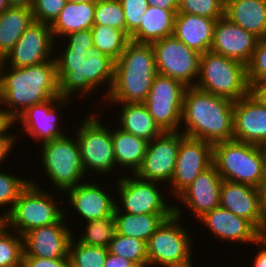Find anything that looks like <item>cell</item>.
Masks as SVG:
<instances>
[{
  "label": "cell",
  "instance_id": "obj_45",
  "mask_svg": "<svg viewBox=\"0 0 266 267\" xmlns=\"http://www.w3.org/2000/svg\"><path fill=\"white\" fill-rule=\"evenodd\" d=\"M14 123L10 122L1 132H0V164L8 157L7 155L10 153L15 146V142L17 141L16 136L12 133L8 134L7 131H9L10 127L13 126Z\"/></svg>",
  "mask_w": 266,
  "mask_h": 267
},
{
  "label": "cell",
  "instance_id": "obj_2",
  "mask_svg": "<svg viewBox=\"0 0 266 267\" xmlns=\"http://www.w3.org/2000/svg\"><path fill=\"white\" fill-rule=\"evenodd\" d=\"M5 68L0 61V104L11 122L32 105L60 97L55 57L28 67Z\"/></svg>",
  "mask_w": 266,
  "mask_h": 267
},
{
  "label": "cell",
  "instance_id": "obj_41",
  "mask_svg": "<svg viewBox=\"0 0 266 267\" xmlns=\"http://www.w3.org/2000/svg\"><path fill=\"white\" fill-rule=\"evenodd\" d=\"M66 3L67 0H34L31 7L34 21L51 25Z\"/></svg>",
  "mask_w": 266,
  "mask_h": 267
},
{
  "label": "cell",
  "instance_id": "obj_55",
  "mask_svg": "<svg viewBox=\"0 0 266 267\" xmlns=\"http://www.w3.org/2000/svg\"><path fill=\"white\" fill-rule=\"evenodd\" d=\"M262 187H266V159H265V164H264V179H263Z\"/></svg>",
  "mask_w": 266,
  "mask_h": 267
},
{
  "label": "cell",
  "instance_id": "obj_26",
  "mask_svg": "<svg viewBox=\"0 0 266 267\" xmlns=\"http://www.w3.org/2000/svg\"><path fill=\"white\" fill-rule=\"evenodd\" d=\"M224 16L259 39H266V0H225Z\"/></svg>",
  "mask_w": 266,
  "mask_h": 267
},
{
  "label": "cell",
  "instance_id": "obj_8",
  "mask_svg": "<svg viewBox=\"0 0 266 267\" xmlns=\"http://www.w3.org/2000/svg\"><path fill=\"white\" fill-rule=\"evenodd\" d=\"M58 203L48 191H43L35 180L32 182L30 179L11 211L1 221L23 236L31 229L59 222L64 217L65 210Z\"/></svg>",
  "mask_w": 266,
  "mask_h": 267
},
{
  "label": "cell",
  "instance_id": "obj_36",
  "mask_svg": "<svg viewBox=\"0 0 266 267\" xmlns=\"http://www.w3.org/2000/svg\"><path fill=\"white\" fill-rule=\"evenodd\" d=\"M86 223L84 228L87 230L81 234L77 241L88 246L108 248L116 233L115 215L112 214L102 219L90 220Z\"/></svg>",
  "mask_w": 266,
  "mask_h": 267
},
{
  "label": "cell",
  "instance_id": "obj_1",
  "mask_svg": "<svg viewBox=\"0 0 266 267\" xmlns=\"http://www.w3.org/2000/svg\"><path fill=\"white\" fill-rule=\"evenodd\" d=\"M67 45L63 53L55 55L60 97L86 96L99 86L108 84L105 97L114 81L115 61L94 47L91 29L65 35ZM80 91V92H79ZM75 92V93H74Z\"/></svg>",
  "mask_w": 266,
  "mask_h": 267
},
{
  "label": "cell",
  "instance_id": "obj_51",
  "mask_svg": "<svg viewBox=\"0 0 266 267\" xmlns=\"http://www.w3.org/2000/svg\"><path fill=\"white\" fill-rule=\"evenodd\" d=\"M10 6L32 7L34 0H7Z\"/></svg>",
  "mask_w": 266,
  "mask_h": 267
},
{
  "label": "cell",
  "instance_id": "obj_42",
  "mask_svg": "<svg viewBox=\"0 0 266 267\" xmlns=\"http://www.w3.org/2000/svg\"><path fill=\"white\" fill-rule=\"evenodd\" d=\"M248 82L266 81V39H259L246 66Z\"/></svg>",
  "mask_w": 266,
  "mask_h": 267
},
{
  "label": "cell",
  "instance_id": "obj_24",
  "mask_svg": "<svg viewBox=\"0 0 266 267\" xmlns=\"http://www.w3.org/2000/svg\"><path fill=\"white\" fill-rule=\"evenodd\" d=\"M220 206L252 222L261 234V189L239 182L223 180Z\"/></svg>",
  "mask_w": 266,
  "mask_h": 267
},
{
  "label": "cell",
  "instance_id": "obj_11",
  "mask_svg": "<svg viewBox=\"0 0 266 267\" xmlns=\"http://www.w3.org/2000/svg\"><path fill=\"white\" fill-rule=\"evenodd\" d=\"M151 45L158 74L176 79L186 87L195 86L199 76L201 54L190 49L173 35Z\"/></svg>",
  "mask_w": 266,
  "mask_h": 267
},
{
  "label": "cell",
  "instance_id": "obj_13",
  "mask_svg": "<svg viewBox=\"0 0 266 267\" xmlns=\"http://www.w3.org/2000/svg\"><path fill=\"white\" fill-rule=\"evenodd\" d=\"M186 86L176 79L156 74L144 104L163 131H179Z\"/></svg>",
  "mask_w": 266,
  "mask_h": 267
},
{
  "label": "cell",
  "instance_id": "obj_35",
  "mask_svg": "<svg viewBox=\"0 0 266 267\" xmlns=\"http://www.w3.org/2000/svg\"><path fill=\"white\" fill-rule=\"evenodd\" d=\"M75 237L72 236L68 247V258L71 267H104L109 252L108 248L88 246L77 242Z\"/></svg>",
  "mask_w": 266,
  "mask_h": 267
},
{
  "label": "cell",
  "instance_id": "obj_5",
  "mask_svg": "<svg viewBox=\"0 0 266 267\" xmlns=\"http://www.w3.org/2000/svg\"><path fill=\"white\" fill-rule=\"evenodd\" d=\"M264 164L260 146L235 140L213 144V165L223 180L261 188Z\"/></svg>",
  "mask_w": 266,
  "mask_h": 267
},
{
  "label": "cell",
  "instance_id": "obj_15",
  "mask_svg": "<svg viewBox=\"0 0 266 267\" xmlns=\"http://www.w3.org/2000/svg\"><path fill=\"white\" fill-rule=\"evenodd\" d=\"M185 135L179 131H164L148 142L146 154L136 175L143 179L167 184L171 182L177 161L180 140Z\"/></svg>",
  "mask_w": 266,
  "mask_h": 267
},
{
  "label": "cell",
  "instance_id": "obj_46",
  "mask_svg": "<svg viewBox=\"0 0 266 267\" xmlns=\"http://www.w3.org/2000/svg\"><path fill=\"white\" fill-rule=\"evenodd\" d=\"M249 94L260 104L266 106V81L248 82Z\"/></svg>",
  "mask_w": 266,
  "mask_h": 267
},
{
  "label": "cell",
  "instance_id": "obj_17",
  "mask_svg": "<svg viewBox=\"0 0 266 267\" xmlns=\"http://www.w3.org/2000/svg\"><path fill=\"white\" fill-rule=\"evenodd\" d=\"M68 98L56 97L42 103L34 104L19 115L13 123H22L25 133L34 137L41 144L65 135L57 123L60 109L71 102Z\"/></svg>",
  "mask_w": 266,
  "mask_h": 267
},
{
  "label": "cell",
  "instance_id": "obj_18",
  "mask_svg": "<svg viewBox=\"0 0 266 267\" xmlns=\"http://www.w3.org/2000/svg\"><path fill=\"white\" fill-rule=\"evenodd\" d=\"M66 215L64 214V217L55 224L31 229L23 235V256L68 258V247L74 233L68 227L69 225H65Z\"/></svg>",
  "mask_w": 266,
  "mask_h": 267
},
{
  "label": "cell",
  "instance_id": "obj_16",
  "mask_svg": "<svg viewBox=\"0 0 266 267\" xmlns=\"http://www.w3.org/2000/svg\"><path fill=\"white\" fill-rule=\"evenodd\" d=\"M213 165V144L184 136L180 140L170 192L177 197L194 179Z\"/></svg>",
  "mask_w": 266,
  "mask_h": 267
},
{
  "label": "cell",
  "instance_id": "obj_19",
  "mask_svg": "<svg viewBox=\"0 0 266 267\" xmlns=\"http://www.w3.org/2000/svg\"><path fill=\"white\" fill-rule=\"evenodd\" d=\"M259 38L233 24L225 16L215 24L210 51L248 65Z\"/></svg>",
  "mask_w": 266,
  "mask_h": 267
},
{
  "label": "cell",
  "instance_id": "obj_47",
  "mask_svg": "<svg viewBox=\"0 0 266 267\" xmlns=\"http://www.w3.org/2000/svg\"><path fill=\"white\" fill-rule=\"evenodd\" d=\"M132 265H134V263L126 258L109 252L104 263V267H131Z\"/></svg>",
  "mask_w": 266,
  "mask_h": 267
},
{
  "label": "cell",
  "instance_id": "obj_53",
  "mask_svg": "<svg viewBox=\"0 0 266 267\" xmlns=\"http://www.w3.org/2000/svg\"><path fill=\"white\" fill-rule=\"evenodd\" d=\"M10 7L7 0H0V14L6 11Z\"/></svg>",
  "mask_w": 266,
  "mask_h": 267
},
{
  "label": "cell",
  "instance_id": "obj_6",
  "mask_svg": "<svg viewBox=\"0 0 266 267\" xmlns=\"http://www.w3.org/2000/svg\"><path fill=\"white\" fill-rule=\"evenodd\" d=\"M174 206V213L157 228L147 241L148 264L159 267H193V237L180 224L181 207ZM180 208V209H179Z\"/></svg>",
  "mask_w": 266,
  "mask_h": 267
},
{
  "label": "cell",
  "instance_id": "obj_39",
  "mask_svg": "<svg viewBox=\"0 0 266 267\" xmlns=\"http://www.w3.org/2000/svg\"><path fill=\"white\" fill-rule=\"evenodd\" d=\"M225 0H178L177 13L193 14L215 20L224 17Z\"/></svg>",
  "mask_w": 266,
  "mask_h": 267
},
{
  "label": "cell",
  "instance_id": "obj_25",
  "mask_svg": "<svg viewBox=\"0 0 266 267\" xmlns=\"http://www.w3.org/2000/svg\"><path fill=\"white\" fill-rule=\"evenodd\" d=\"M216 21L198 15L177 13L173 36L202 55L210 51Z\"/></svg>",
  "mask_w": 266,
  "mask_h": 267
},
{
  "label": "cell",
  "instance_id": "obj_22",
  "mask_svg": "<svg viewBox=\"0 0 266 267\" xmlns=\"http://www.w3.org/2000/svg\"><path fill=\"white\" fill-rule=\"evenodd\" d=\"M223 179L214 165L200 173L194 181L184 189L176 200L191 211L195 217L220 206V189Z\"/></svg>",
  "mask_w": 266,
  "mask_h": 267
},
{
  "label": "cell",
  "instance_id": "obj_29",
  "mask_svg": "<svg viewBox=\"0 0 266 267\" xmlns=\"http://www.w3.org/2000/svg\"><path fill=\"white\" fill-rule=\"evenodd\" d=\"M116 104L123 105L118 116L119 128L123 131L138 136L147 142H151L164 132L150 115L144 103Z\"/></svg>",
  "mask_w": 266,
  "mask_h": 267
},
{
  "label": "cell",
  "instance_id": "obj_48",
  "mask_svg": "<svg viewBox=\"0 0 266 267\" xmlns=\"http://www.w3.org/2000/svg\"><path fill=\"white\" fill-rule=\"evenodd\" d=\"M260 247L258 253L254 256L253 267H266V238H261L258 243ZM263 246V248H262Z\"/></svg>",
  "mask_w": 266,
  "mask_h": 267
},
{
  "label": "cell",
  "instance_id": "obj_9",
  "mask_svg": "<svg viewBox=\"0 0 266 267\" xmlns=\"http://www.w3.org/2000/svg\"><path fill=\"white\" fill-rule=\"evenodd\" d=\"M41 145V165L51 184L64 192L81 183L85 171L77 139L64 135ZM64 191V192H63Z\"/></svg>",
  "mask_w": 266,
  "mask_h": 267
},
{
  "label": "cell",
  "instance_id": "obj_28",
  "mask_svg": "<svg viewBox=\"0 0 266 267\" xmlns=\"http://www.w3.org/2000/svg\"><path fill=\"white\" fill-rule=\"evenodd\" d=\"M96 1H67L58 17L50 25L54 41L73 32L91 29L94 25Z\"/></svg>",
  "mask_w": 266,
  "mask_h": 267
},
{
  "label": "cell",
  "instance_id": "obj_23",
  "mask_svg": "<svg viewBox=\"0 0 266 267\" xmlns=\"http://www.w3.org/2000/svg\"><path fill=\"white\" fill-rule=\"evenodd\" d=\"M90 182V183H89ZM81 182L65 191L67 192L69 203L78 213L81 219L88 222L108 217L114 214L117 198H112L105 188H101L98 183L89 181Z\"/></svg>",
  "mask_w": 266,
  "mask_h": 267
},
{
  "label": "cell",
  "instance_id": "obj_7",
  "mask_svg": "<svg viewBox=\"0 0 266 267\" xmlns=\"http://www.w3.org/2000/svg\"><path fill=\"white\" fill-rule=\"evenodd\" d=\"M195 87L236 102L249 93L246 65L211 51L205 52L200 56Z\"/></svg>",
  "mask_w": 266,
  "mask_h": 267
},
{
  "label": "cell",
  "instance_id": "obj_21",
  "mask_svg": "<svg viewBox=\"0 0 266 267\" xmlns=\"http://www.w3.org/2000/svg\"><path fill=\"white\" fill-rule=\"evenodd\" d=\"M233 140L260 145L266 139V106L249 93L234 102Z\"/></svg>",
  "mask_w": 266,
  "mask_h": 267
},
{
  "label": "cell",
  "instance_id": "obj_4",
  "mask_svg": "<svg viewBox=\"0 0 266 267\" xmlns=\"http://www.w3.org/2000/svg\"><path fill=\"white\" fill-rule=\"evenodd\" d=\"M157 74L151 44L129 41L115 61L114 81L104 100L114 103H144Z\"/></svg>",
  "mask_w": 266,
  "mask_h": 267
},
{
  "label": "cell",
  "instance_id": "obj_54",
  "mask_svg": "<svg viewBox=\"0 0 266 267\" xmlns=\"http://www.w3.org/2000/svg\"><path fill=\"white\" fill-rule=\"evenodd\" d=\"M259 146L262 151L263 157L266 159V139Z\"/></svg>",
  "mask_w": 266,
  "mask_h": 267
},
{
  "label": "cell",
  "instance_id": "obj_52",
  "mask_svg": "<svg viewBox=\"0 0 266 267\" xmlns=\"http://www.w3.org/2000/svg\"><path fill=\"white\" fill-rule=\"evenodd\" d=\"M11 121L6 117L4 111L0 109V132L10 123Z\"/></svg>",
  "mask_w": 266,
  "mask_h": 267
},
{
  "label": "cell",
  "instance_id": "obj_44",
  "mask_svg": "<svg viewBox=\"0 0 266 267\" xmlns=\"http://www.w3.org/2000/svg\"><path fill=\"white\" fill-rule=\"evenodd\" d=\"M22 267H71L69 258L49 259L23 256Z\"/></svg>",
  "mask_w": 266,
  "mask_h": 267
},
{
  "label": "cell",
  "instance_id": "obj_56",
  "mask_svg": "<svg viewBox=\"0 0 266 267\" xmlns=\"http://www.w3.org/2000/svg\"><path fill=\"white\" fill-rule=\"evenodd\" d=\"M131 267H150L148 263H143V264H134Z\"/></svg>",
  "mask_w": 266,
  "mask_h": 267
},
{
  "label": "cell",
  "instance_id": "obj_27",
  "mask_svg": "<svg viewBox=\"0 0 266 267\" xmlns=\"http://www.w3.org/2000/svg\"><path fill=\"white\" fill-rule=\"evenodd\" d=\"M177 10H163L149 5L140 26L130 35L137 43L152 44L173 35Z\"/></svg>",
  "mask_w": 266,
  "mask_h": 267
},
{
  "label": "cell",
  "instance_id": "obj_14",
  "mask_svg": "<svg viewBox=\"0 0 266 267\" xmlns=\"http://www.w3.org/2000/svg\"><path fill=\"white\" fill-rule=\"evenodd\" d=\"M56 43L49 24L33 21L1 62L14 68L43 63L54 58Z\"/></svg>",
  "mask_w": 266,
  "mask_h": 267
},
{
  "label": "cell",
  "instance_id": "obj_37",
  "mask_svg": "<svg viewBox=\"0 0 266 267\" xmlns=\"http://www.w3.org/2000/svg\"><path fill=\"white\" fill-rule=\"evenodd\" d=\"M108 251L111 254L122 256L134 264L148 263L147 242L134 237L115 233Z\"/></svg>",
  "mask_w": 266,
  "mask_h": 267
},
{
  "label": "cell",
  "instance_id": "obj_57",
  "mask_svg": "<svg viewBox=\"0 0 266 267\" xmlns=\"http://www.w3.org/2000/svg\"><path fill=\"white\" fill-rule=\"evenodd\" d=\"M67 1H74V2H90V1H97V0H67Z\"/></svg>",
  "mask_w": 266,
  "mask_h": 267
},
{
  "label": "cell",
  "instance_id": "obj_31",
  "mask_svg": "<svg viewBox=\"0 0 266 267\" xmlns=\"http://www.w3.org/2000/svg\"><path fill=\"white\" fill-rule=\"evenodd\" d=\"M34 21L31 7L10 6L0 14V61Z\"/></svg>",
  "mask_w": 266,
  "mask_h": 267
},
{
  "label": "cell",
  "instance_id": "obj_10",
  "mask_svg": "<svg viewBox=\"0 0 266 267\" xmlns=\"http://www.w3.org/2000/svg\"><path fill=\"white\" fill-rule=\"evenodd\" d=\"M94 112L85 116L76 131V139L79 144L84 171L98 172L99 174L111 173L116 166L112 143V129L101 123ZM100 120V121H99ZM116 167V168H115Z\"/></svg>",
  "mask_w": 266,
  "mask_h": 267
},
{
  "label": "cell",
  "instance_id": "obj_34",
  "mask_svg": "<svg viewBox=\"0 0 266 267\" xmlns=\"http://www.w3.org/2000/svg\"><path fill=\"white\" fill-rule=\"evenodd\" d=\"M23 255V236L0 221V267H22Z\"/></svg>",
  "mask_w": 266,
  "mask_h": 267
},
{
  "label": "cell",
  "instance_id": "obj_38",
  "mask_svg": "<svg viewBox=\"0 0 266 267\" xmlns=\"http://www.w3.org/2000/svg\"><path fill=\"white\" fill-rule=\"evenodd\" d=\"M94 24L108 25L126 33L125 14L119 0H97Z\"/></svg>",
  "mask_w": 266,
  "mask_h": 267
},
{
  "label": "cell",
  "instance_id": "obj_30",
  "mask_svg": "<svg viewBox=\"0 0 266 267\" xmlns=\"http://www.w3.org/2000/svg\"><path fill=\"white\" fill-rule=\"evenodd\" d=\"M112 143L116 166L122 169L128 168L131 174H136L142 166L148 142L116 128L112 129Z\"/></svg>",
  "mask_w": 266,
  "mask_h": 267
},
{
  "label": "cell",
  "instance_id": "obj_20",
  "mask_svg": "<svg viewBox=\"0 0 266 267\" xmlns=\"http://www.w3.org/2000/svg\"><path fill=\"white\" fill-rule=\"evenodd\" d=\"M207 226L221 241L256 244L262 238L259 229L249 220L218 206L197 220ZM251 242V243H250Z\"/></svg>",
  "mask_w": 266,
  "mask_h": 267
},
{
  "label": "cell",
  "instance_id": "obj_32",
  "mask_svg": "<svg viewBox=\"0 0 266 267\" xmlns=\"http://www.w3.org/2000/svg\"><path fill=\"white\" fill-rule=\"evenodd\" d=\"M173 213H148L129 214L126 212H114L116 221V232L123 236L134 237L145 242Z\"/></svg>",
  "mask_w": 266,
  "mask_h": 267
},
{
  "label": "cell",
  "instance_id": "obj_43",
  "mask_svg": "<svg viewBox=\"0 0 266 267\" xmlns=\"http://www.w3.org/2000/svg\"><path fill=\"white\" fill-rule=\"evenodd\" d=\"M125 14L126 34L130 35L140 26L143 14L149 7L147 0H119Z\"/></svg>",
  "mask_w": 266,
  "mask_h": 267
},
{
  "label": "cell",
  "instance_id": "obj_40",
  "mask_svg": "<svg viewBox=\"0 0 266 267\" xmlns=\"http://www.w3.org/2000/svg\"><path fill=\"white\" fill-rule=\"evenodd\" d=\"M17 175H9L0 171V208L9 207L0 215L2 220L12 209L15 201L18 199L20 192L29 184L30 180L22 179ZM7 211V212H6Z\"/></svg>",
  "mask_w": 266,
  "mask_h": 267
},
{
  "label": "cell",
  "instance_id": "obj_33",
  "mask_svg": "<svg viewBox=\"0 0 266 267\" xmlns=\"http://www.w3.org/2000/svg\"><path fill=\"white\" fill-rule=\"evenodd\" d=\"M91 32L94 47L114 61L119 59L130 41V37L124 31L108 25L94 24Z\"/></svg>",
  "mask_w": 266,
  "mask_h": 267
},
{
  "label": "cell",
  "instance_id": "obj_50",
  "mask_svg": "<svg viewBox=\"0 0 266 267\" xmlns=\"http://www.w3.org/2000/svg\"><path fill=\"white\" fill-rule=\"evenodd\" d=\"M260 189L262 207L261 237L266 238V187H261Z\"/></svg>",
  "mask_w": 266,
  "mask_h": 267
},
{
  "label": "cell",
  "instance_id": "obj_49",
  "mask_svg": "<svg viewBox=\"0 0 266 267\" xmlns=\"http://www.w3.org/2000/svg\"><path fill=\"white\" fill-rule=\"evenodd\" d=\"M147 2L163 10H178V0H147Z\"/></svg>",
  "mask_w": 266,
  "mask_h": 267
},
{
  "label": "cell",
  "instance_id": "obj_3",
  "mask_svg": "<svg viewBox=\"0 0 266 267\" xmlns=\"http://www.w3.org/2000/svg\"><path fill=\"white\" fill-rule=\"evenodd\" d=\"M234 102L195 86L184 92L181 123L186 126L181 132L191 138L212 144L233 140Z\"/></svg>",
  "mask_w": 266,
  "mask_h": 267
},
{
  "label": "cell",
  "instance_id": "obj_12",
  "mask_svg": "<svg viewBox=\"0 0 266 267\" xmlns=\"http://www.w3.org/2000/svg\"><path fill=\"white\" fill-rule=\"evenodd\" d=\"M116 183V189H118L116 195H119L118 198L121 199L120 202L116 201L115 212H126L135 215L174 213V205L170 206L165 196L162 195L163 190L159 191L158 187L161 183L143 180L136 174H132L130 177L123 175L118 178Z\"/></svg>",
  "mask_w": 266,
  "mask_h": 267
}]
</instances>
